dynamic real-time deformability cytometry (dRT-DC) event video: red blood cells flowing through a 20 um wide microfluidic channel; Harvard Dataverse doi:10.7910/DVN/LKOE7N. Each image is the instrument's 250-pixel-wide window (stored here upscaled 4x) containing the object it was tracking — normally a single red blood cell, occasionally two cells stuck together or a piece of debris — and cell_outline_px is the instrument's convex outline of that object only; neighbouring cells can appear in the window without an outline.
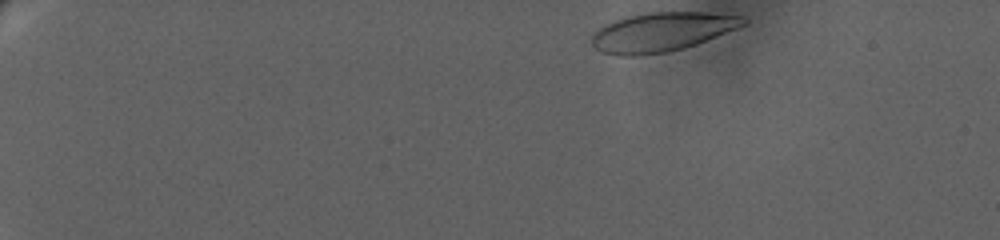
{"species": "human", "species_latin": "Homo sapiens", "temperature_condition": "warm", "stored_images_in_passage": 56, "camera_frame_rate_fps": 3000, "um_per_image_px": 0.085, "donor": {"sex": "female"}, "frame": {"image": 1, "passage_image": 1, "time_ms": 0.0, "image_size_px": [1000, 240], "cell_outline_px": [[748, 20], [744, 24], [736, 28], [696, 44], [684, 48], [668, 52], [640, 56], [620, 56], [600, 52], [592, 44], [592, 32], [604, 24], [612, 20], [624, 16], [648, 12], [708, 12], [744, 16]], "centroid_in_image_um": [56.19, 2.71], "position_along_channel_um": 28.8, "area_um2": 34.85}}
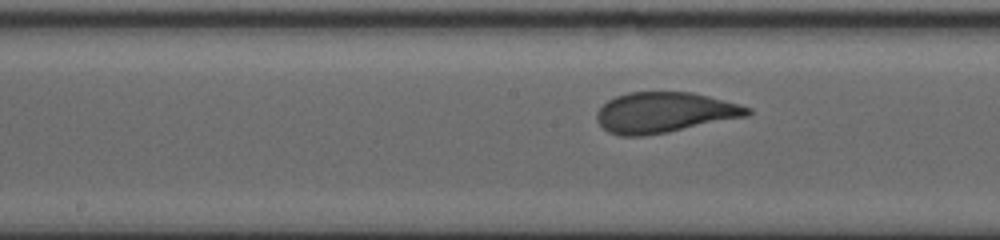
{"frame": {"image": 2, "passage_image": 39, "time_ms": 10.0, "image_size_px": [1000, 240], "cell_outline_px": [[752, 112], [748, 116], [668, 132], [644, 136], [620, 136], [608, 132], [596, 120], [596, 112], [608, 100], [616, 96], [628, 92], [692, 92], [708, 96], [752, 108]], "centroid_in_image_um": [56.46, 9.57], "position_along_channel_um": 191.7, "area_um2": 35.49}}
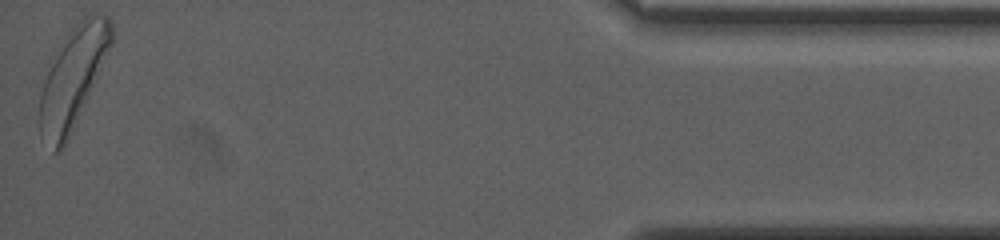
{"frame": {"image": 3, "passage_image": 56, "time_ms": 20.0, "image_size_px": [1000, 240], "cell_outline_px": [[112, 44], [72, 132], [60, 152], [52, 152], [40, 132], [36, 120], [40, 92], [44, 80], [52, 64], [72, 28], [88, 12], [108, 16], [112, 24]], "centroid_in_image_um": [6.18, 6.67], "position_along_channel_um": 429.0, "area_um2": 41.21}, "authors_computed_cell_mechanics": {"area_um2": 35.7204, "velocity_mm_per_s": 2.9964, "shape_relaxation_time_tau1_ms": 4.8994, "shape_relaxation_time_tau2_ms": null, "deformation_change_tau1": 0.1693, "deformation_change_tau2": null}}